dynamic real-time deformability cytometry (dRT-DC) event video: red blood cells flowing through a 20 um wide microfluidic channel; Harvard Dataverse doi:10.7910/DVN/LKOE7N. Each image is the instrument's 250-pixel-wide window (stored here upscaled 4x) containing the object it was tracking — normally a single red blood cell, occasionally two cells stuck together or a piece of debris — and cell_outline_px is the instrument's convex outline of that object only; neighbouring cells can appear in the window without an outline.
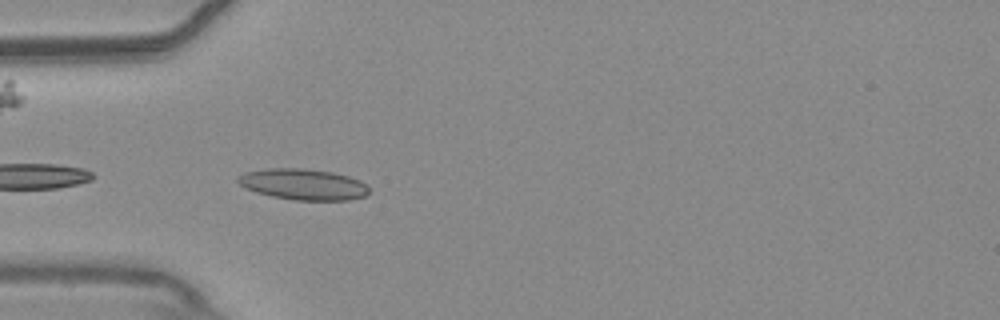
{"species": "common noctule bat (a hibernating species)", "species_latin": "Nyctalus noctula", "temperature_condition": "warm", "stored_images_in_passage": 9, "camera_frame_rate_fps": 3000, "um_per_image_px": 0.085, "animal": {"sex": "male", "body_mass_g": 20.4}, "frame": {"image": 1, "passage_image": 2, "time_ms": 0.333, "image_size_px": [1000, 320], "cell_outline_px": [[368, 192], [364, 196], [348, 200], [296, 200], [272, 196], [256, 192], [240, 184], [236, 180], [236, 176], [244, 172], [268, 168], [304, 168], [332, 172], [348, 176], [360, 180], [368, 188]], "centroid_in_image_um": [25.74, 15.66], "position_along_channel_um": 59.3, "area_um2": 23.58}}